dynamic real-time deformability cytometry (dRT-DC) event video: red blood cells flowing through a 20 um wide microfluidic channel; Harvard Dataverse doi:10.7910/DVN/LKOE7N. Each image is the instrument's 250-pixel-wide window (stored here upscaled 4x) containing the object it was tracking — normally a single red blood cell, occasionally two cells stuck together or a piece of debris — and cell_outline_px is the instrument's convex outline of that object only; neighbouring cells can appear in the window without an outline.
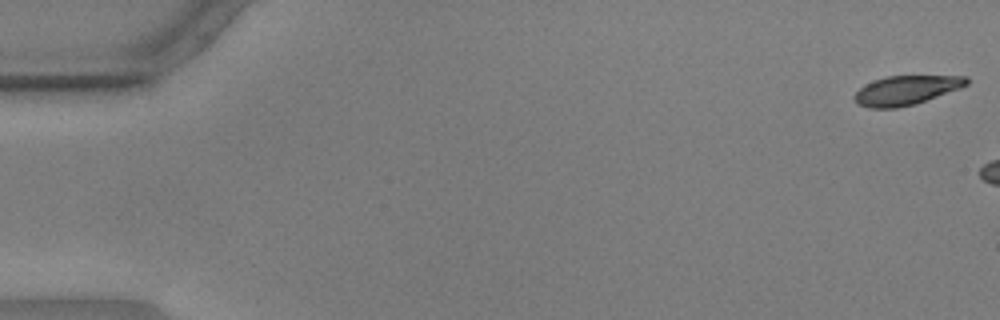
{"species": "common noctule bat (a hibernating species)", "species_latin": "Nyctalus noctula", "temperature_condition": "warm", "stored_images_in_passage": 6, "camera_frame_rate_fps": 3000, "um_per_image_px": 0.085, "animal": {"sex": "male", "body_mass_g": 17.9, "forearm_length_mm": 54.2}, "frame": {"image": 1, "passage_image": 1, "time_ms": 0.0, "image_size_px": [1000, 320], "cell_outline_px": [[968, 84], [960, 88], [916, 104], [896, 108], [868, 108], [856, 104], [852, 96], [864, 84], [888, 76], [968, 76]], "centroid_in_image_um": [76.99, 7.68], "position_along_channel_um": 8.0, "area_um2": 19.13}}